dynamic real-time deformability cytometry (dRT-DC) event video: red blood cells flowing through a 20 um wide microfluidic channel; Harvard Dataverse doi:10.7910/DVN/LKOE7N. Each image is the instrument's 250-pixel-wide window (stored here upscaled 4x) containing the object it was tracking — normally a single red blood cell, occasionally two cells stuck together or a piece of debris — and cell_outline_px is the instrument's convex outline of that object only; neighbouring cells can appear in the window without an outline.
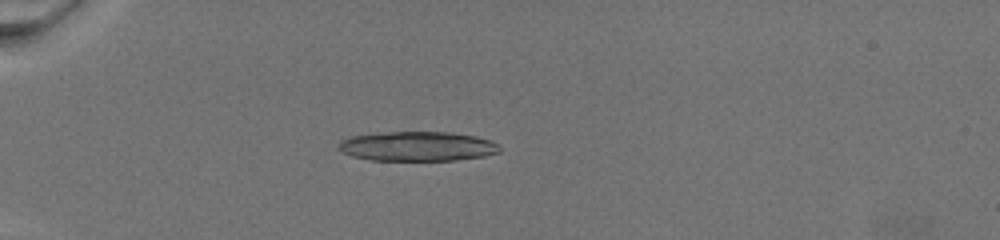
{"species": "common noctule bat (a hibernating species)", "species_latin": "Nyctalus noctula", "temperature_condition": "warm", "stored_images_in_passage": 31, "camera_frame_rate_fps": 3000, "um_per_image_px": 0.085, "animal": {"sex": "female", "body_mass_g": 19.5, "forearm_length_mm": 54.1}, "frame": {"image": 1, "passage_image": 3, "time_ms": 1.0, "image_size_px": [1000, 240], "cell_outline_px": [[500, 152], [484, 156], [452, 160], [368, 160], [352, 156], [336, 148], [336, 144], [340, 140], [352, 136], [392, 132], [448, 132], [476, 136], [492, 140], [500, 144]], "centroid_in_image_um": [35.49, 12.43], "position_along_channel_um": 49.5, "area_um2": 27.8}}
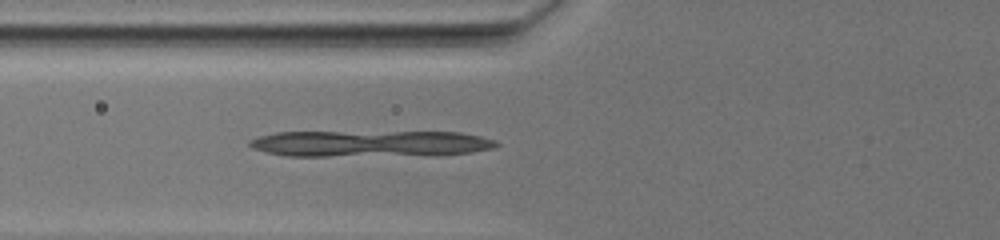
{"frame": {"image": 2, "passage_image": 11, "time_ms": 3.667, "image_size_px": [1000, 240], "cell_outline_px": [[500, 144], [492, 148], [472, 152], [328, 156], [284, 156], [252, 148], [248, 144], [248, 140], [260, 136], [276, 132], [460, 132], [480, 136], [496, 140]], "centroid_in_image_um": [31.36, 12.18], "position_along_channel_um": 94.4, "area_um2": 36.93}}